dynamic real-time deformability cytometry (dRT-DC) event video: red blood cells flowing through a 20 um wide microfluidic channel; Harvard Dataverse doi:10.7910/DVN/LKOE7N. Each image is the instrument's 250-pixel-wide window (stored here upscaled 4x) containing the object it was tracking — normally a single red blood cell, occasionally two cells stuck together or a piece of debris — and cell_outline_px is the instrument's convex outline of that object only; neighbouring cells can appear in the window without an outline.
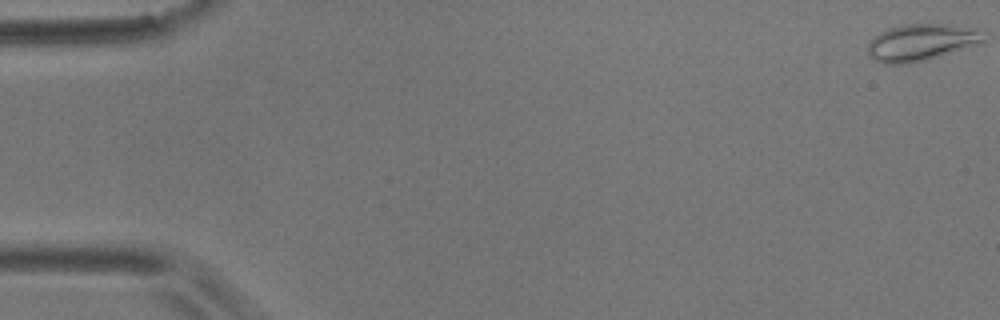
{"species": "common noctule bat (a hibernating species)", "species_latin": "Nyctalus noctula", "temperature_condition": "room temperature", "stored_images_in_passage": 57, "camera_frame_rate_fps": 3000, "um_per_image_px": 0.085, "animal": {"sex": "male", "body_mass_g": 17.9}, "frame": {"image": 1, "passage_image": 1, "time_ms": 0.0, "image_size_px": [1000, 320], "cell_outline_px": [[984, 40], [924, 60], [908, 64], [884, 64], [872, 60], [868, 56], [868, 40], [872, 36], [888, 28], [900, 24], [944, 24], [984, 28]], "centroid_in_image_um": [78.21, 3.57], "position_along_channel_um": 6.8, "area_um2": 24.8}}
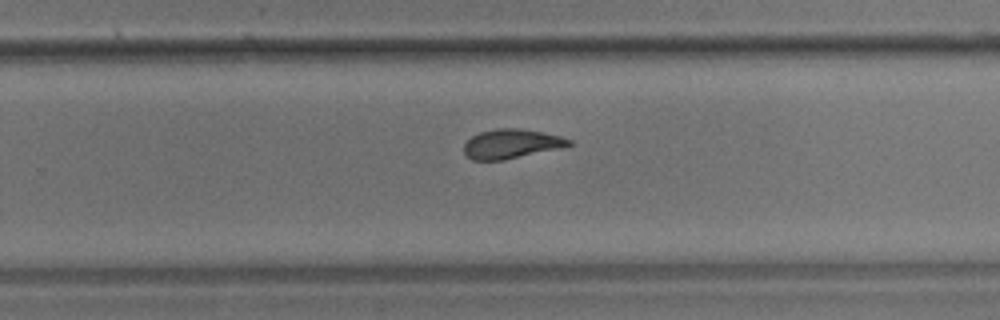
{"frame": {"image": 2, "passage_image": 37, "time_ms": 12.0, "image_size_px": [1000, 320], "cell_outline_px": [[572, 144], [560, 148], [504, 160], [472, 160], [464, 152], [464, 144], [472, 136], [480, 132], [496, 128], [520, 128], [560, 136], [572, 140]], "centroid_in_image_um": [43.45, 12.22], "position_along_channel_um": 286.3, "area_um2": 17.8}}
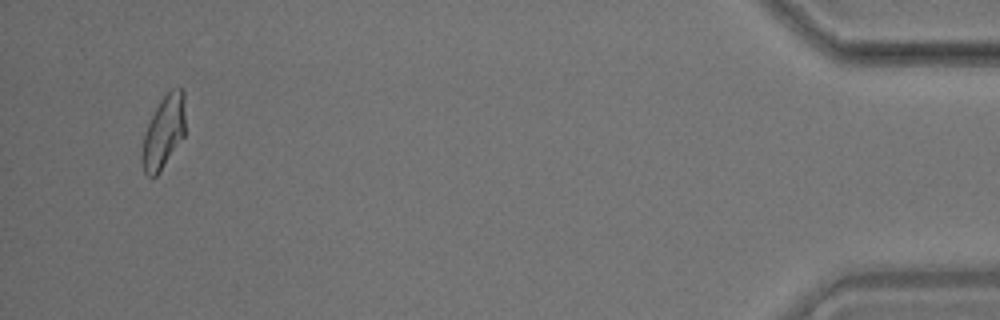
{"frame": {"image": 3, "passage_image": 55, "time_ms": 18.0, "image_size_px": [1000, 320], "cell_outline_px": [[184, 136], [160, 172], [156, 176], [148, 176], [144, 172], [140, 160], [140, 156], [144, 136], [148, 124], [160, 100], [172, 88], [180, 88], [184, 92]], "centroid_in_image_um": [13.89, 11.26], "position_along_channel_um": 421.3, "area_um2": 18.21}, "authors_computed_cell_mechanics": {"area_um2": 18.7272, "velocity_mm_per_s": 3.535, "shape_relaxation_time_tau1_ms": 7.8523, "shape_relaxation_time_tau2_ms": 2.3364, "deformation_change_tau1": 0.2058, "deformation_change_tau2": 0.1048}}